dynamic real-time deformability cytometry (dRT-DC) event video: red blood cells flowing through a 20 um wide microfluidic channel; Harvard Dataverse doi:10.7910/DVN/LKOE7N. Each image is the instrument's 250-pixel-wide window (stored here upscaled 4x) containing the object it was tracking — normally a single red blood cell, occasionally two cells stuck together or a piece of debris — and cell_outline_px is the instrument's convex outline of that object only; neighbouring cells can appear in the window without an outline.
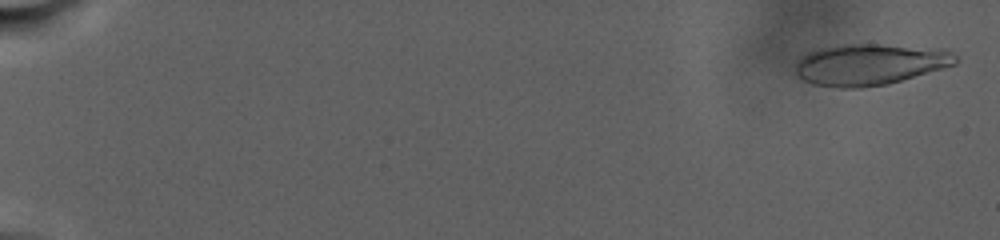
{"species": "human", "species_latin": "Homo sapiens", "temperature_condition": "warm", "stored_images_in_passage": 123, "camera_frame_rate_fps": 3000, "um_per_image_px": 0.085, "donor": {"sex": "male"}, "frame": {"image": 1, "passage_image": 4, "time_ms": 0.667, "image_size_px": [1000, 240], "cell_outline_px": [[956, 64], [888, 84], [860, 88], [840, 88], [812, 84], [804, 80], [796, 72], [796, 64], [808, 52], [820, 48], [840, 44], [880, 44], [948, 52], [956, 56]], "centroid_in_image_um": [73.83, 5.5], "position_along_channel_um": 11.2, "area_um2": 37.57}}
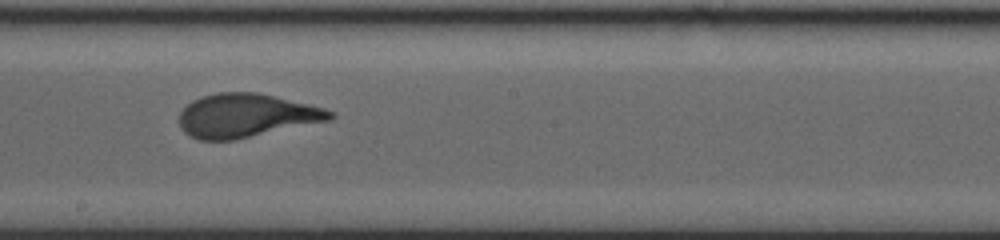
{"frame": {"image": 2, "passage_image": 75, "time_ms": 17.667, "image_size_px": [1000, 240], "cell_outline_px": [[336, 116], [328, 120], [236, 140], [200, 140], [188, 136], [180, 128], [180, 112], [192, 100], [200, 96], [216, 92], [256, 92], [308, 104], [324, 108], [336, 112]], "centroid_in_image_um": [20.89, 9.82], "position_along_channel_um": 227.3, "area_um2": 38.32}}
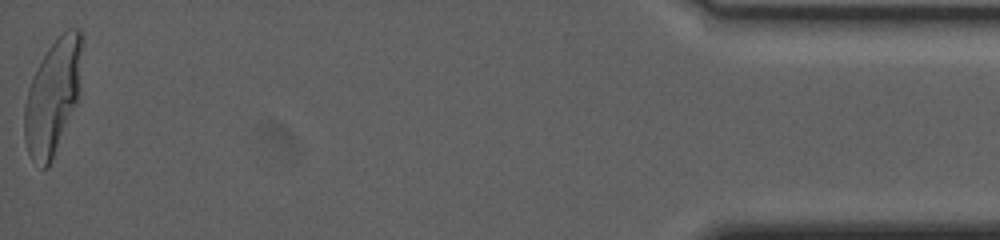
{"frame": {"image": 3, "passage_image": 123, "time_ms": 29.0, "image_size_px": [1000, 240], "cell_outline_px": [[84, 40], [80, 96], [52, 160], [48, 168], [44, 168], [32, 160], [28, 152], [24, 140], [24, 108], [28, 88], [32, 76], [48, 48], [68, 28], [80, 28], [84, 32]], "centroid_in_image_um": [4.54, 8.16], "position_along_channel_um": 430.7, "area_um2": 39.25}, "authors_computed_cell_mechanics": {"area_um2": 37.2232, "velocity_mm_per_s": 2.4874, "shape_relaxation_time_tau1_ms": 7.2218, "shape_relaxation_time_tau2_ms": null, "deformation_change_tau1": 0.2483, "deformation_change_tau2": null}}